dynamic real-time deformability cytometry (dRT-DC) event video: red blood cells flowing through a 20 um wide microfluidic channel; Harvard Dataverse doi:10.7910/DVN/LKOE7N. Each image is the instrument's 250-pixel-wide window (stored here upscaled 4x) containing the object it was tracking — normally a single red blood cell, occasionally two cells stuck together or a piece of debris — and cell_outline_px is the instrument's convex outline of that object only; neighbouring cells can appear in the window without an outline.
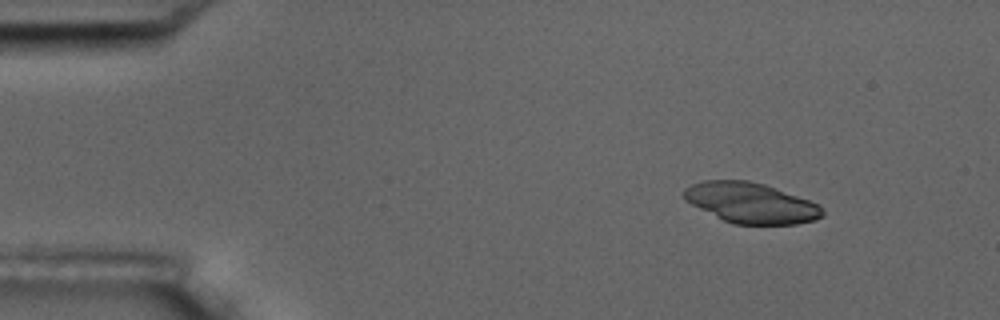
{"species": "common noctule bat (a hibernating species)", "species_latin": "Nyctalus noctula", "temperature_condition": "room temperature", "stored_images_in_passage": 3, "camera_frame_rate_fps": 3000, "um_per_image_px": 0.085, "animal": {"sex": "male", "body_mass_g": 17.5, "forearm_length_mm": 52.3}, "frame": {"image": 1, "passage_image": 1, "time_ms": 0.0, "image_size_px": [1000, 320], "cell_outline_px": [[824, 216], [816, 220], [796, 224], [732, 224], [684, 200], [684, 188], [692, 184], [704, 180], [748, 180], [764, 184], [776, 188], [820, 204], [824, 212]], "centroid_in_image_um": [63.86, 17.24], "position_along_channel_um": 21.1, "area_um2": 32.54}}